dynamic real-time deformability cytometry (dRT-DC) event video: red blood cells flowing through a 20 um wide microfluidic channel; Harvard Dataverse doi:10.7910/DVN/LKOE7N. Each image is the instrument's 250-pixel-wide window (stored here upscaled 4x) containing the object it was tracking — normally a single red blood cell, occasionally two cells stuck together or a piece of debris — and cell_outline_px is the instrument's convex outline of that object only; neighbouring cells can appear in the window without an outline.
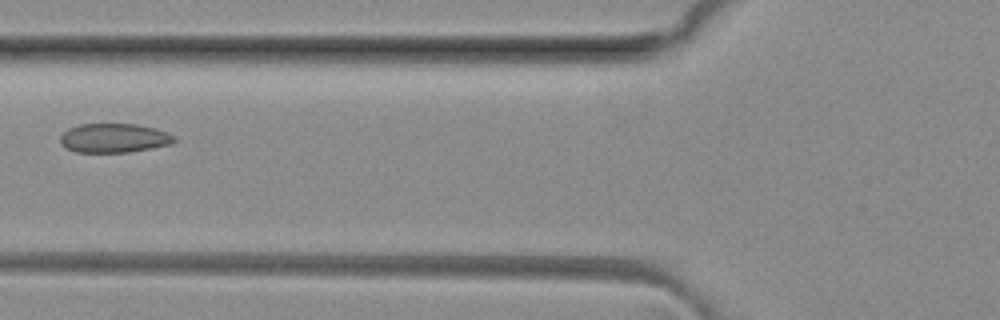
{"species": "common noctule bat (a hibernating species)", "species_latin": "Nyctalus noctula", "temperature_condition": "room temperature", "stored_images_in_passage": 6, "camera_frame_rate_fps": 3000, "um_per_image_px": 0.085, "animal": {"sex": "female", "body_mass_g": 29.2, "forearm_length_mm": 56.3}, "frame": {"image": 1, "passage_image": 5, "time_ms": 1.333, "image_size_px": [1000, 320], "cell_outline_px": [[176, 140], [172, 144], [152, 148], [128, 152], [76, 152], [60, 144], [60, 136], [68, 128], [80, 124], [136, 124], [156, 128], [172, 136]], "centroid_in_image_um": [9.67, 11.73], "position_along_channel_um": 116.1, "area_um2": 19.25}}
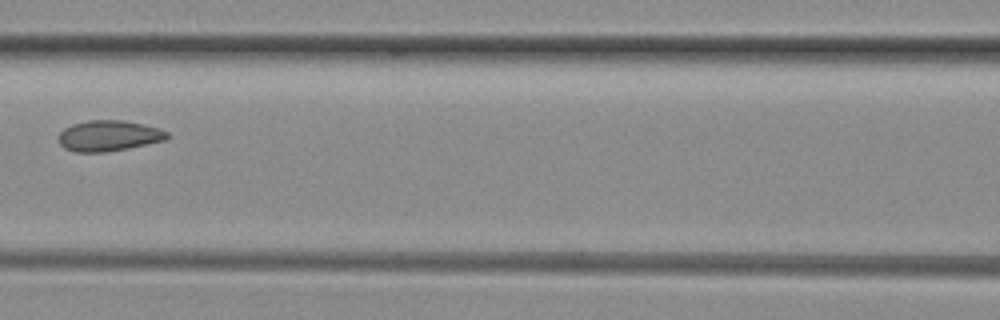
{"frame": {"image": 2, "passage_image": 6, "time_ms": 1.667, "image_size_px": [1000, 320], "cell_outline_px": [[172, 136], [168, 140], [128, 148], [104, 152], [76, 152], [64, 148], [60, 144], [60, 132], [64, 128], [72, 124], [88, 120], [124, 120], [144, 124], [160, 128], [168, 132]], "centroid_in_image_um": [9.31, 11.53], "position_along_channel_um": 157.3, "area_um2": 19.65}}